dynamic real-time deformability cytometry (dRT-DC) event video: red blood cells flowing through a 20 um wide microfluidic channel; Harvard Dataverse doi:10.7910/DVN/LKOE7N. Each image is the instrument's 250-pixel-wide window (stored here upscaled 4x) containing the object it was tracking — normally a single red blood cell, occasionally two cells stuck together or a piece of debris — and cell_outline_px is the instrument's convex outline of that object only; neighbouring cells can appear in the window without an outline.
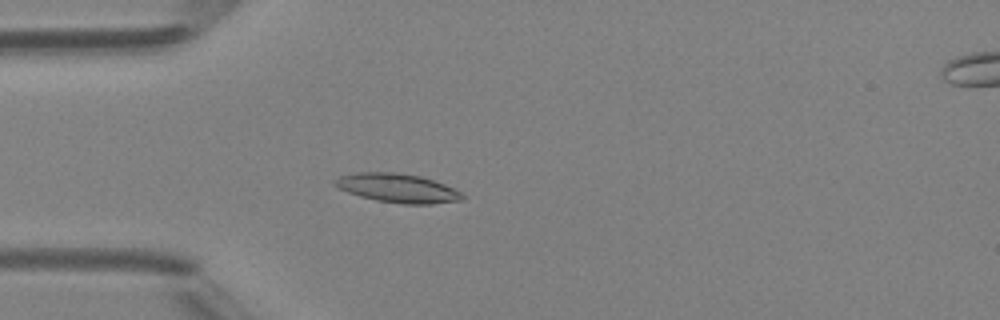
{"species": "Egyptian fruit bat (a non-hibernating species)", "species_latin": "Rousettus aegyptiacus", "temperature_condition": "room temperature", "stored_images_in_passage": 4, "camera_frame_rate_fps": 3000, "um_per_image_px": 0.085, "animal": {"sex": "female"}, "frame": {"image": 1, "passage_image": 4, "time_ms": 4.333, "image_size_px": [1000, 320], "cell_outline_px": [[464, 200], [432, 204], [404, 204], [376, 200], [360, 196], [348, 192], [332, 184], [332, 180], [340, 176], [356, 172], [396, 172], [420, 176], [444, 184], [460, 192], [464, 196]], "centroid_in_image_um": [33.77, 15.98], "position_along_channel_um": 51.2, "area_um2": 21.44}}